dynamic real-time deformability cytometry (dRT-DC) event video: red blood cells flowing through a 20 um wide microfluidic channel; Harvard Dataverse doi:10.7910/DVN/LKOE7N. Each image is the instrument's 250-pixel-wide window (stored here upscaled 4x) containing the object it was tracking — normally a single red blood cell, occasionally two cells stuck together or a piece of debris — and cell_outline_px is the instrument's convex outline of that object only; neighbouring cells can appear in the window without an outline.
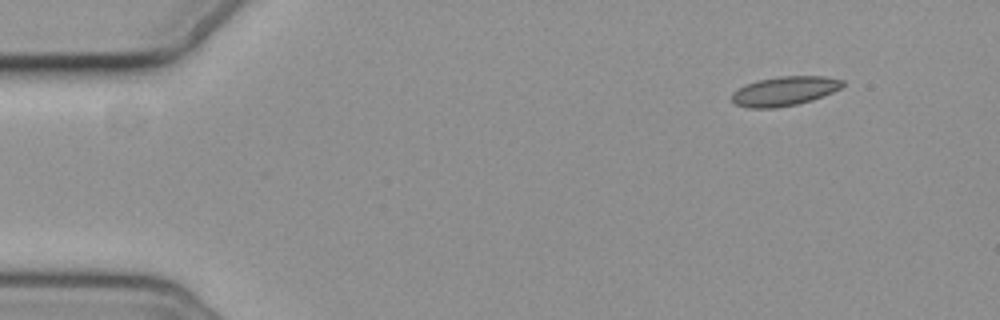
{"species": "common noctule bat (a hibernating species)", "species_latin": "Nyctalus noctula", "temperature_condition": "cold", "stored_images_in_passage": 5, "segment_of_instrument_passage": [1, 2], "camera_frame_rate_fps": 3000, "um_per_image_px": 0.085, "animal": {"sex": "female", "body_mass_g": 19.3, "forearm_length_mm": 54.1}, "frame": {"image": 1, "passage_image": 1, "time_ms": 0.0, "image_size_px": [1000, 320], "cell_outline_px": [[844, 84], [840, 88], [824, 96], [812, 100], [796, 104], [776, 108], [748, 108], [736, 104], [732, 100], [732, 92], [744, 84], [760, 80], [780, 76], [824, 76], [844, 80]], "centroid_in_image_um": [66.68, 7.74], "position_along_channel_um": 18.3, "area_um2": 18.9}}
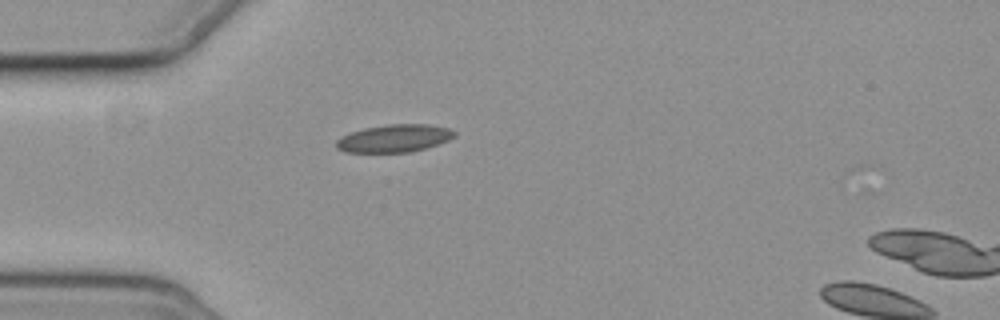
{"frame": {"image": 2, "passage_image": 4, "time_ms": 3.333, "image_size_px": [1000, 320], "cell_outline_px": [[456, 136], [448, 140], [412, 152], [344, 152], [336, 148], [336, 140], [340, 136], [364, 128], [388, 124], [428, 124], [448, 128], [456, 132]], "centroid_in_image_um": [33.49, 11.75], "position_along_channel_um": 51.5, "area_um2": 19.02}}